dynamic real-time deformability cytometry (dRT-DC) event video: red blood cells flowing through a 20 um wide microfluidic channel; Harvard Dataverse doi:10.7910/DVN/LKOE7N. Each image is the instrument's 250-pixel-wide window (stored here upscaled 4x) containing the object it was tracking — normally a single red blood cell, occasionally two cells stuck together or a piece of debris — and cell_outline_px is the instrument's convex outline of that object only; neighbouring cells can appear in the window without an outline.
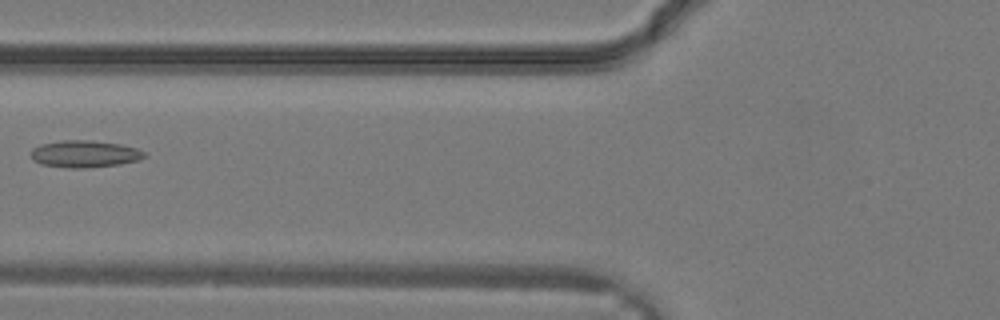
{"species": "common noctule bat (a hibernating species)", "species_latin": "Nyctalus noctula", "temperature_condition": "warm", "stored_images_in_passage": 9, "camera_frame_rate_fps": 3000, "um_per_image_px": 0.085, "animal": {"sex": "male", "body_mass_g": 19.2, "forearm_length_mm": 51.8}, "frame": {"image": 1, "passage_image": 8, "time_ms": 2.333, "image_size_px": [1000, 320], "cell_outline_px": [[148, 156], [140, 160], [120, 164], [84, 168], [68, 168], [40, 164], [32, 160], [28, 152], [32, 148], [40, 144], [64, 140], [92, 140], [120, 144], [136, 148], [144, 152]], "centroid_in_image_um": [7.16, 13.08], "position_along_channel_um": 118.6, "area_um2": 18.15}}